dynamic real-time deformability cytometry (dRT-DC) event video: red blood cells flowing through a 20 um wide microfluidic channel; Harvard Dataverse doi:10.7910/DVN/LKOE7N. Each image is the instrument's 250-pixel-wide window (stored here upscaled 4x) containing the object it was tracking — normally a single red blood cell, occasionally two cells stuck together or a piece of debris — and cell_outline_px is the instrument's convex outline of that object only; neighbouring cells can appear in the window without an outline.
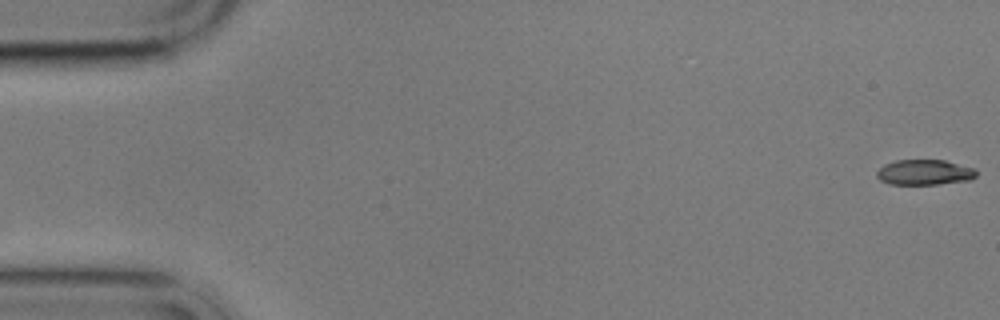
{"species": "common noctule bat (a hibernating species)", "species_latin": "Nyctalus noctula", "temperature_condition": "cold", "stored_images_in_passage": 6, "segment_of_instrument_passage": [1, 2], "camera_frame_rate_fps": 3000, "um_per_image_px": 0.085, "animal": {"sex": "male", "body_mass_g": 17.9}, "frame": {"image": 1, "passage_image": 1, "time_ms": 0.0, "image_size_px": [1000, 320], "cell_outline_px": [[976, 176], [972, 180], [936, 184], [888, 184], [880, 180], [876, 176], [876, 172], [884, 164], [896, 160], [944, 160], [976, 168]], "centroid_in_image_um": [78.59, 14.64], "position_along_channel_um": 6.4, "area_um2": 14.8}}
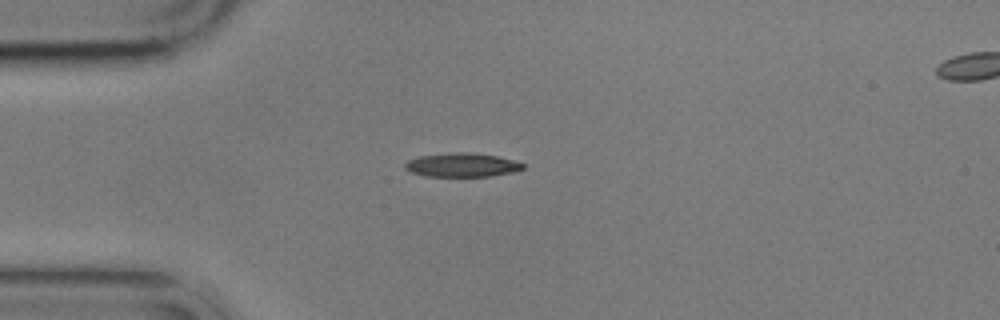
{"frame": {"image": 2, "passage_image": 5, "time_ms": 4.667, "image_size_px": [1000, 320], "cell_outline_px": [[524, 168], [512, 172], [492, 176], [424, 176], [412, 172], [404, 168], [404, 164], [408, 160], [420, 156], [456, 152], [464, 152], [496, 156], [512, 160], [524, 164]], "centroid_in_image_um": [39.24, 14.03], "position_along_channel_um": 45.8, "area_um2": 16.13}}